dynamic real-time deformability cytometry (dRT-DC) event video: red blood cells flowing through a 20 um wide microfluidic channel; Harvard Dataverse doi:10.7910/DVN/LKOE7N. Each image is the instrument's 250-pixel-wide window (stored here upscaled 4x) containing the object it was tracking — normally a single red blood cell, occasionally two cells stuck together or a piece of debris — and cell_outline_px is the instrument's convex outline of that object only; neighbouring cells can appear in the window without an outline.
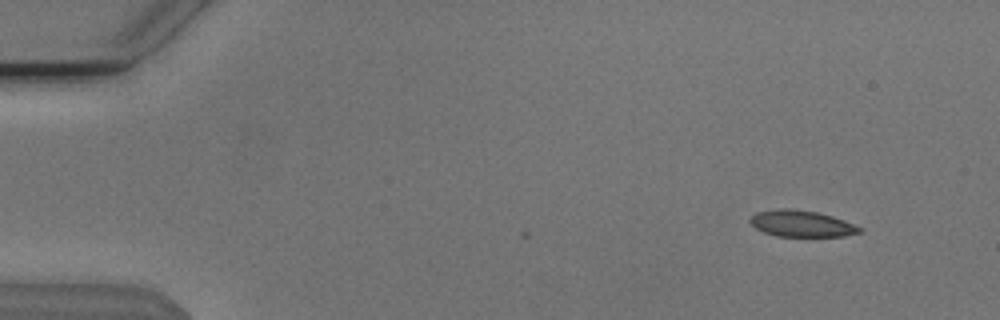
{"species": "Egyptian fruit bat (a non-hibernating species)", "species_latin": "Rousettus aegyptiacus", "temperature_condition": "cold", "stored_images_in_passage": 2, "camera_frame_rate_fps": 3000, "um_per_image_px": 0.085, "animal": {"sex": "male"}, "frame": {"image": 1, "passage_image": 2, "time_ms": 0.333, "image_size_px": [1000, 320], "cell_outline_px": [[864, 232], [844, 236], [776, 236], [764, 232], [756, 228], [748, 220], [756, 212], [780, 208], [792, 208], [816, 212], [832, 216], [844, 220], [864, 228]], "centroid_in_image_um": [68.16, 19.01], "position_along_channel_um": 16.8, "area_um2": 16.94}}